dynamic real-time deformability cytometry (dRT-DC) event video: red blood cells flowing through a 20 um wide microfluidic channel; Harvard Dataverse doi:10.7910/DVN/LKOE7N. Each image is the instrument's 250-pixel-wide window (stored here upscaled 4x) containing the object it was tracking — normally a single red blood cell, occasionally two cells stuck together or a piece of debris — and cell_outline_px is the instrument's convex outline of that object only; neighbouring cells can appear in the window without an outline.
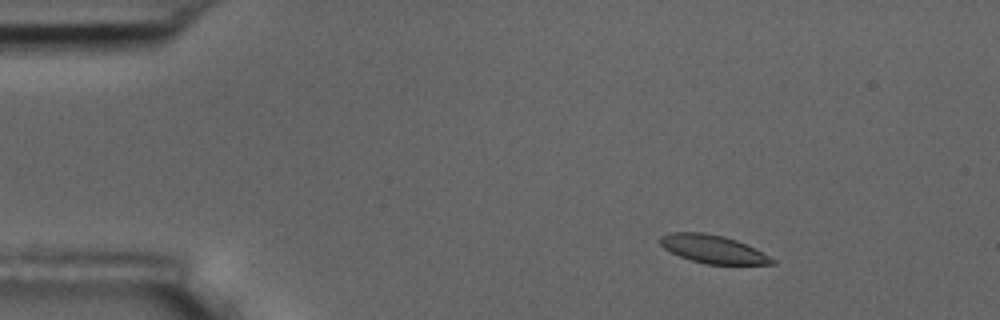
{"species": "common noctule bat (a hibernating species)", "species_latin": "Nyctalus noctula", "temperature_condition": "room temperature", "stored_images_in_passage": 5, "camera_frame_rate_fps": 3000, "um_per_image_px": 0.085, "animal": {"sex": "male", "body_mass_g": 17.5, "forearm_length_mm": 52.3}, "frame": {"image": 1, "passage_image": 1, "time_ms": 0.0, "image_size_px": [1000, 320], "cell_outline_px": [[776, 264], [704, 264], [680, 256], [664, 248], [660, 244], [660, 236], [668, 232], [704, 232], [724, 236], [736, 240], [776, 260]], "centroid_in_image_um": [60.55, 21.16], "position_along_channel_um": 24.4, "area_um2": 18.09}}
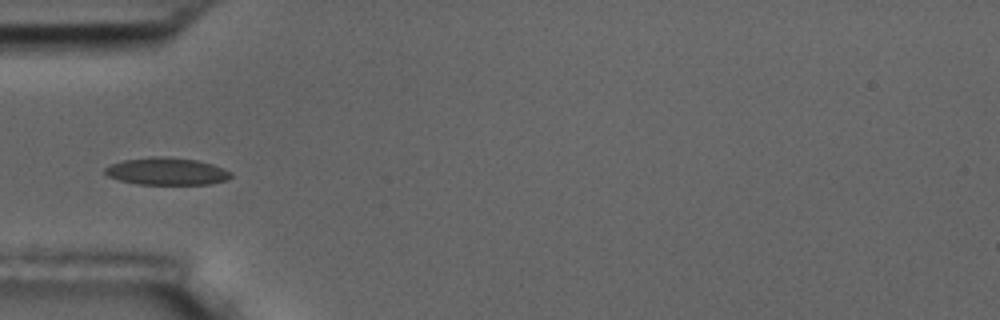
{"frame": {"image": 2, "passage_image": 4, "time_ms": 3.333, "image_size_px": [1000, 320], "cell_outline_px": [[232, 176], [228, 180], [208, 184], [136, 184], [120, 180], [108, 176], [104, 172], [104, 168], [112, 164], [124, 160], [152, 156], [164, 156], [196, 160], [212, 164], [224, 168], [232, 172]], "centroid_in_image_um": [14.19, 14.56], "position_along_channel_um": 70.8, "area_um2": 20.06}}